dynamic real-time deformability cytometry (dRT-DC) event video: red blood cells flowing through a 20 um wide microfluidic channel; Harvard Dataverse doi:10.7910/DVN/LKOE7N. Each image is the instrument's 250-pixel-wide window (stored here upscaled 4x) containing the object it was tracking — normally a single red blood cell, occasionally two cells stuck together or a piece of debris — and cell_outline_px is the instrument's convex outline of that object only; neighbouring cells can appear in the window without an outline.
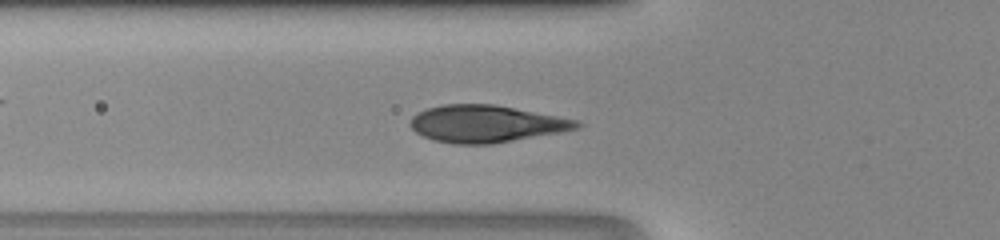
{"species": "human", "species_latin": "Homo sapiens", "temperature_condition": "room temperature", "stored_images_in_passage": 42, "camera_frame_rate_fps": 3000, "um_per_image_px": 0.085, "donor": {"sex": "male"}, "frame": {"image": 1, "passage_image": 13, "time_ms": 4.0, "image_size_px": [1000, 240], "cell_outline_px": [[584, 124], [576, 128], [560, 132], [492, 144], [452, 144], [432, 140], [416, 132], [408, 124], [412, 116], [416, 112], [428, 108], [444, 104], [496, 104], [576, 120]], "centroid_in_image_um": [41.26, 10.52], "position_along_channel_um": 84.5, "area_um2": 35.95}}
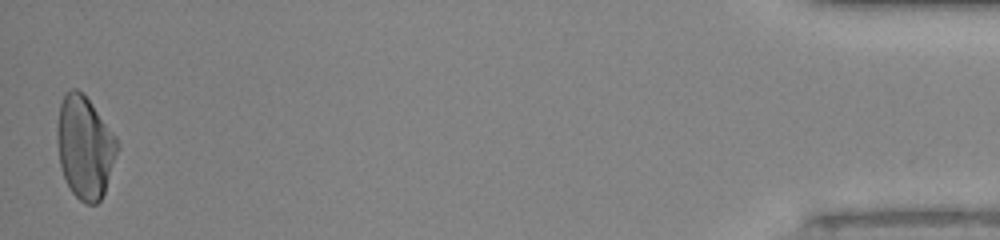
{"frame": {"image": 2, "passage_image": 42, "time_ms": 13.667, "image_size_px": [1000, 240], "cell_outline_px": [[120, 144], [104, 192], [100, 200], [96, 204], [84, 204], [72, 192], [64, 176], [60, 164], [56, 136], [56, 124], [60, 104], [64, 92], [68, 88], [76, 88], [88, 100], [116, 136]], "centroid_in_image_um": [7.19, 12.5], "position_along_channel_um": 428.0, "area_um2": 35.78}}